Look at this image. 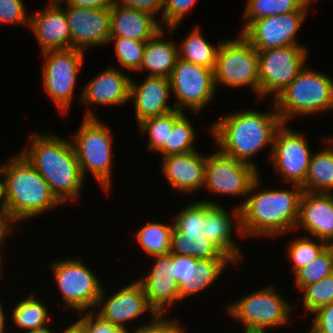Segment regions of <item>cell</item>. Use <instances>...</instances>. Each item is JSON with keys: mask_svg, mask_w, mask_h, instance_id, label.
<instances>
[{"mask_svg": "<svg viewBox=\"0 0 333 333\" xmlns=\"http://www.w3.org/2000/svg\"><path fill=\"white\" fill-rule=\"evenodd\" d=\"M293 186V190L267 189L249 195L234 211L239 233L276 237L296 229L303 190L300 185Z\"/></svg>", "mask_w": 333, "mask_h": 333, "instance_id": "1", "label": "cell"}, {"mask_svg": "<svg viewBox=\"0 0 333 333\" xmlns=\"http://www.w3.org/2000/svg\"><path fill=\"white\" fill-rule=\"evenodd\" d=\"M30 141L29 149L21 153L46 180L53 195L61 204L77 200L84 178L72 142L40 133H33Z\"/></svg>", "mask_w": 333, "mask_h": 333, "instance_id": "2", "label": "cell"}, {"mask_svg": "<svg viewBox=\"0 0 333 333\" xmlns=\"http://www.w3.org/2000/svg\"><path fill=\"white\" fill-rule=\"evenodd\" d=\"M282 124L276 109L270 114L247 110L221 117L209 130L220 151L256 167L248 160L261 148L273 145Z\"/></svg>", "mask_w": 333, "mask_h": 333, "instance_id": "3", "label": "cell"}, {"mask_svg": "<svg viewBox=\"0 0 333 333\" xmlns=\"http://www.w3.org/2000/svg\"><path fill=\"white\" fill-rule=\"evenodd\" d=\"M4 175L8 221L13 223L36 216L61 204L53 195L46 180L21 153L1 166Z\"/></svg>", "mask_w": 333, "mask_h": 333, "instance_id": "4", "label": "cell"}, {"mask_svg": "<svg viewBox=\"0 0 333 333\" xmlns=\"http://www.w3.org/2000/svg\"><path fill=\"white\" fill-rule=\"evenodd\" d=\"M274 100L282 122L294 115H307L333 108V80L305 67Z\"/></svg>", "mask_w": 333, "mask_h": 333, "instance_id": "5", "label": "cell"}, {"mask_svg": "<svg viewBox=\"0 0 333 333\" xmlns=\"http://www.w3.org/2000/svg\"><path fill=\"white\" fill-rule=\"evenodd\" d=\"M87 110L83 123L72 142L83 178L90 171L100 186L109 192L111 186V131Z\"/></svg>", "mask_w": 333, "mask_h": 333, "instance_id": "6", "label": "cell"}, {"mask_svg": "<svg viewBox=\"0 0 333 333\" xmlns=\"http://www.w3.org/2000/svg\"><path fill=\"white\" fill-rule=\"evenodd\" d=\"M237 39L223 41L218 50L214 69L215 86L249 85L259 94L258 51L241 34Z\"/></svg>", "mask_w": 333, "mask_h": 333, "instance_id": "7", "label": "cell"}, {"mask_svg": "<svg viewBox=\"0 0 333 333\" xmlns=\"http://www.w3.org/2000/svg\"><path fill=\"white\" fill-rule=\"evenodd\" d=\"M307 49L301 46H285L258 51L259 98L285 89L305 68Z\"/></svg>", "mask_w": 333, "mask_h": 333, "instance_id": "8", "label": "cell"}, {"mask_svg": "<svg viewBox=\"0 0 333 333\" xmlns=\"http://www.w3.org/2000/svg\"><path fill=\"white\" fill-rule=\"evenodd\" d=\"M84 52L77 49L49 50L42 52L43 89L53 99L62 114L71 104L79 68L83 65Z\"/></svg>", "mask_w": 333, "mask_h": 333, "instance_id": "9", "label": "cell"}, {"mask_svg": "<svg viewBox=\"0 0 333 333\" xmlns=\"http://www.w3.org/2000/svg\"><path fill=\"white\" fill-rule=\"evenodd\" d=\"M227 310L230 316L242 321L245 330L266 331L268 327L287 323L293 309L270 286L242 297Z\"/></svg>", "mask_w": 333, "mask_h": 333, "instance_id": "10", "label": "cell"}, {"mask_svg": "<svg viewBox=\"0 0 333 333\" xmlns=\"http://www.w3.org/2000/svg\"><path fill=\"white\" fill-rule=\"evenodd\" d=\"M257 168L222 151L207 156L204 187L211 192L245 196L259 185Z\"/></svg>", "mask_w": 333, "mask_h": 333, "instance_id": "11", "label": "cell"}, {"mask_svg": "<svg viewBox=\"0 0 333 333\" xmlns=\"http://www.w3.org/2000/svg\"><path fill=\"white\" fill-rule=\"evenodd\" d=\"M51 268L63 300L65 309L76 311L95 308L102 287L96 275L79 259H66L51 264Z\"/></svg>", "mask_w": 333, "mask_h": 333, "instance_id": "12", "label": "cell"}, {"mask_svg": "<svg viewBox=\"0 0 333 333\" xmlns=\"http://www.w3.org/2000/svg\"><path fill=\"white\" fill-rule=\"evenodd\" d=\"M171 91L178 100L175 108L182 107L199 112L213 98L216 90L214 71L202 65H196L178 59L169 77Z\"/></svg>", "mask_w": 333, "mask_h": 333, "instance_id": "13", "label": "cell"}, {"mask_svg": "<svg viewBox=\"0 0 333 333\" xmlns=\"http://www.w3.org/2000/svg\"><path fill=\"white\" fill-rule=\"evenodd\" d=\"M303 134L290 131L284 123L275 133L271 161L284 181L302 186L312 158Z\"/></svg>", "mask_w": 333, "mask_h": 333, "instance_id": "14", "label": "cell"}, {"mask_svg": "<svg viewBox=\"0 0 333 333\" xmlns=\"http://www.w3.org/2000/svg\"><path fill=\"white\" fill-rule=\"evenodd\" d=\"M308 10H296L283 15L268 16L254 20L241 34L257 50L285 46H300L295 36Z\"/></svg>", "mask_w": 333, "mask_h": 333, "instance_id": "15", "label": "cell"}, {"mask_svg": "<svg viewBox=\"0 0 333 333\" xmlns=\"http://www.w3.org/2000/svg\"><path fill=\"white\" fill-rule=\"evenodd\" d=\"M67 7L65 14L71 32V49L84 52L88 46L109 43L111 8Z\"/></svg>", "mask_w": 333, "mask_h": 333, "instance_id": "16", "label": "cell"}, {"mask_svg": "<svg viewBox=\"0 0 333 333\" xmlns=\"http://www.w3.org/2000/svg\"><path fill=\"white\" fill-rule=\"evenodd\" d=\"M103 293L102 290L96 305V307L102 306L97 315L117 328H126L123 322L126 323V321L135 319L147 310L153 315L152 317L158 315L149 304L144 289L138 280L123 287L104 302H102Z\"/></svg>", "mask_w": 333, "mask_h": 333, "instance_id": "17", "label": "cell"}, {"mask_svg": "<svg viewBox=\"0 0 333 333\" xmlns=\"http://www.w3.org/2000/svg\"><path fill=\"white\" fill-rule=\"evenodd\" d=\"M175 278L178 283L179 300L199 293L214 283L231 259H196L173 254Z\"/></svg>", "mask_w": 333, "mask_h": 333, "instance_id": "18", "label": "cell"}, {"mask_svg": "<svg viewBox=\"0 0 333 333\" xmlns=\"http://www.w3.org/2000/svg\"><path fill=\"white\" fill-rule=\"evenodd\" d=\"M156 262L146 276L138 280L147 296L149 304L158 314L164 313L167 306L179 300L178 283L175 278L173 254L154 256Z\"/></svg>", "mask_w": 333, "mask_h": 333, "instance_id": "19", "label": "cell"}, {"mask_svg": "<svg viewBox=\"0 0 333 333\" xmlns=\"http://www.w3.org/2000/svg\"><path fill=\"white\" fill-rule=\"evenodd\" d=\"M332 193L303 192L299 202V217L296 225L309 235L333 244V195Z\"/></svg>", "mask_w": 333, "mask_h": 333, "instance_id": "20", "label": "cell"}, {"mask_svg": "<svg viewBox=\"0 0 333 333\" xmlns=\"http://www.w3.org/2000/svg\"><path fill=\"white\" fill-rule=\"evenodd\" d=\"M47 8L30 16L29 25L39 41L42 52L71 49V32L65 10L51 1Z\"/></svg>", "mask_w": 333, "mask_h": 333, "instance_id": "21", "label": "cell"}, {"mask_svg": "<svg viewBox=\"0 0 333 333\" xmlns=\"http://www.w3.org/2000/svg\"><path fill=\"white\" fill-rule=\"evenodd\" d=\"M207 156L197 151L163 157L162 171L173 189L189 193L204 186Z\"/></svg>", "mask_w": 333, "mask_h": 333, "instance_id": "22", "label": "cell"}, {"mask_svg": "<svg viewBox=\"0 0 333 333\" xmlns=\"http://www.w3.org/2000/svg\"><path fill=\"white\" fill-rule=\"evenodd\" d=\"M171 91L169 78L163 76H147L139 85L130 81V99H135V113L138 124L144 119L163 115L177 110L167 105V97Z\"/></svg>", "mask_w": 333, "mask_h": 333, "instance_id": "23", "label": "cell"}, {"mask_svg": "<svg viewBox=\"0 0 333 333\" xmlns=\"http://www.w3.org/2000/svg\"><path fill=\"white\" fill-rule=\"evenodd\" d=\"M130 81L129 76L110 67L86 84L81 100L88 105H121L130 99Z\"/></svg>", "mask_w": 333, "mask_h": 333, "instance_id": "24", "label": "cell"}, {"mask_svg": "<svg viewBox=\"0 0 333 333\" xmlns=\"http://www.w3.org/2000/svg\"><path fill=\"white\" fill-rule=\"evenodd\" d=\"M163 28L153 15L134 8L111 7L110 37H125L146 42Z\"/></svg>", "mask_w": 333, "mask_h": 333, "instance_id": "25", "label": "cell"}, {"mask_svg": "<svg viewBox=\"0 0 333 333\" xmlns=\"http://www.w3.org/2000/svg\"><path fill=\"white\" fill-rule=\"evenodd\" d=\"M204 202V233L234 263L242 259L238 246L232 240L233 225L229 212L210 201Z\"/></svg>", "mask_w": 333, "mask_h": 333, "instance_id": "26", "label": "cell"}, {"mask_svg": "<svg viewBox=\"0 0 333 333\" xmlns=\"http://www.w3.org/2000/svg\"><path fill=\"white\" fill-rule=\"evenodd\" d=\"M163 29L152 39L146 41L143 62L140 70L148 69V76H163L169 78L179 59L178 47L167 39H160Z\"/></svg>", "mask_w": 333, "mask_h": 333, "instance_id": "27", "label": "cell"}, {"mask_svg": "<svg viewBox=\"0 0 333 333\" xmlns=\"http://www.w3.org/2000/svg\"><path fill=\"white\" fill-rule=\"evenodd\" d=\"M170 253L196 259H230L200 231H180L173 225Z\"/></svg>", "mask_w": 333, "mask_h": 333, "instance_id": "28", "label": "cell"}, {"mask_svg": "<svg viewBox=\"0 0 333 333\" xmlns=\"http://www.w3.org/2000/svg\"><path fill=\"white\" fill-rule=\"evenodd\" d=\"M329 143L333 142L329 139ZM326 148L312 155L307 176L301 186L303 192L331 193L333 190V148Z\"/></svg>", "mask_w": 333, "mask_h": 333, "instance_id": "29", "label": "cell"}, {"mask_svg": "<svg viewBox=\"0 0 333 333\" xmlns=\"http://www.w3.org/2000/svg\"><path fill=\"white\" fill-rule=\"evenodd\" d=\"M198 27L193 30L178 48L179 59L191 62L196 65H202L214 71L216 65L218 48L210 45Z\"/></svg>", "mask_w": 333, "mask_h": 333, "instance_id": "30", "label": "cell"}, {"mask_svg": "<svg viewBox=\"0 0 333 333\" xmlns=\"http://www.w3.org/2000/svg\"><path fill=\"white\" fill-rule=\"evenodd\" d=\"M246 6L244 18L247 20L242 32L256 19L308 8L301 0H248Z\"/></svg>", "mask_w": 333, "mask_h": 333, "instance_id": "31", "label": "cell"}, {"mask_svg": "<svg viewBox=\"0 0 333 333\" xmlns=\"http://www.w3.org/2000/svg\"><path fill=\"white\" fill-rule=\"evenodd\" d=\"M173 226L149 222L137 233V241L148 255L158 256L170 253Z\"/></svg>", "mask_w": 333, "mask_h": 333, "instance_id": "32", "label": "cell"}, {"mask_svg": "<svg viewBox=\"0 0 333 333\" xmlns=\"http://www.w3.org/2000/svg\"><path fill=\"white\" fill-rule=\"evenodd\" d=\"M13 322L28 331L46 328L48 311L45 305L34 296L20 301L12 311Z\"/></svg>", "mask_w": 333, "mask_h": 333, "instance_id": "33", "label": "cell"}, {"mask_svg": "<svg viewBox=\"0 0 333 333\" xmlns=\"http://www.w3.org/2000/svg\"><path fill=\"white\" fill-rule=\"evenodd\" d=\"M141 133L149 135L148 148L152 151H159L163 155L168 156V136L173 129V111L149 117L139 123Z\"/></svg>", "mask_w": 333, "mask_h": 333, "instance_id": "34", "label": "cell"}, {"mask_svg": "<svg viewBox=\"0 0 333 333\" xmlns=\"http://www.w3.org/2000/svg\"><path fill=\"white\" fill-rule=\"evenodd\" d=\"M183 111H173V129L168 136V155L196 151L193 147L195 132Z\"/></svg>", "mask_w": 333, "mask_h": 333, "instance_id": "35", "label": "cell"}, {"mask_svg": "<svg viewBox=\"0 0 333 333\" xmlns=\"http://www.w3.org/2000/svg\"><path fill=\"white\" fill-rule=\"evenodd\" d=\"M333 273V246L328 245L318 257L295 274V283L301 290Z\"/></svg>", "mask_w": 333, "mask_h": 333, "instance_id": "36", "label": "cell"}, {"mask_svg": "<svg viewBox=\"0 0 333 333\" xmlns=\"http://www.w3.org/2000/svg\"><path fill=\"white\" fill-rule=\"evenodd\" d=\"M115 42V52L120 65L131 71H140L146 42L125 37H110Z\"/></svg>", "mask_w": 333, "mask_h": 333, "instance_id": "37", "label": "cell"}, {"mask_svg": "<svg viewBox=\"0 0 333 333\" xmlns=\"http://www.w3.org/2000/svg\"><path fill=\"white\" fill-rule=\"evenodd\" d=\"M301 291L304 292V309L311 313L324 305L333 303V273L318 282L304 286Z\"/></svg>", "mask_w": 333, "mask_h": 333, "instance_id": "38", "label": "cell"}, {"mask_svg": "<svg viewBox=\"0 0 333 333\" xmlns=\"http://www.w3.org/2000/svg\"><path fill=\"white\" fill-rule=\"evenodd\" d=\"M313 242L306 237L294 240L289 245V257L293 261L294 275L303 267L308 265L329 245L327 242L318 239Z\"/></svg>", "mask_w": 333, "mask_h": 333, "instance_id": "39", "label": "cell"}, {"mask_svg": "<svg viewBox=\"0 0 333 333\" xmlns=\"http://www.w3.org/2000/svg\"><path fill=\"white\" fill-rule=\"evenodd\" d=\"M174 225L180 231H200L204 233V202L195 201L183 208L175 216Z\"/></svg>", "mask_w": 333, "mask_h": 333, "instance_id": "40", "label": "cell"}, {"mask_svg": "<svg viewBox=\"0 0 333 333\" xmlns=\"http://www.w3.org/2000/svg\"><path fill=\"white\" fill-rule=\"evenodd\" d=\"M196 0H164L162 22L170 33L181 23L180 21L191 9Z\"/></svg>", "mask_w": 333, "mask_h": 333, "instance_id": "41", "label": "cell"}, {"mask_svg": "<svg viewBox=\"0 0 333 333\" xmlns=\"http://www.w3.org/2000/svg\"><path fill=\"white\" fill-rule=\"evenodd\" d=\"M26 14L22 0H0V23L29 25Z\"/></svg>", "mask_w": 333, "mask_h": 333, "instance_id": "42", "label": "cell"}, {"mask_svg": "<svg viewBox=\"0 0 333 333\" xmlns=\"http://www.w3.org/2000/svg\"><path fill=\"white\" fill-rule=\"evenodd\" d=\"M93 312L84 315L76 323L82 328L85 333H113L117 327L109 321H105L99 315Z\"/></svg>", "mask_w": 333, "mask_h": 333, "instance_id": "43", "label": "cell"}, {"mask_svg": "<svg viewBox=\"0 0 333 333\" xmlns=\"http://www.w3.org/2000/svg\"><path fill=\"white\" fill-rule=\"evenodd\" d=\"M158 314L151 323L145 326H139L133 333H182L183 327L179 326L175 321H168L161 318Z\"/></svg>", "mask_w": 333, "mask_h": 333, "instance_id": "44", "label": "cell"}, {"mask_svg": "<svg viewBox=\"0 0 333 333\" xmlns=\"http://www.w3.org/2000/svg\"><path fill=\"white\" fill-rule=\"evenodd\" d=\"M312 324L318 333H333V303L318 308Z\"/></svg>", "mask_w": 333, "mask_h": 333, "instance_id": "45", "label": "cell"}, {"mask_svg": "<svg viewBox=\"0 0 333 333\" xmlns=\"http://www.w3.org/2000/svg\"><path fill=\"white\" fill-rule=\"evenodd\" d=\"M113 5L134 8L155 16L162 10L164 0H113Z\"/></svg>", "mask_w": 333, "mask_h": 333, "instance_id": "46", "label": "cell"}, {"mask_svg": "<svg viewBox=\"0 0 333 333\" xmlns=\"http://www.w3.org/2000/svg\"><path fill=\"white\" fill-rule=\"evenodd\" d=\"M67 5L77 8H111L113 0H63Z\"/></svg>", "mask_w": 333, "mask_h": 333, "instance_id": "47", "label": "cell"}, {"mask_svg": "<svg viewBox=\"0 0 333 333\" xmlns=\"http://www.w3.org/2000/svg\"><path fill=\"white\" fill-rule=\"evenodd\" d=\"M10 225L12 224H10L9 221L2 214H0V242H2L3 239H5L11 232L12 227Z\"/></svg>", "mask_w": 333, "mask_h": 333, "instance_id": "48", "label": "cell"}, {"mask_svg": "<svg viewBox=\"0 0 333 333\" xmlns=\"http://www.w3.org/2000/svg\"><path fill=\"white\" fill-rule=\"evenodd\" d=\"M0 214L8 220V207L5 200L4 180H0Z\"/></svg>", "mask_w": 333, "mask_h": 333, "instance_id": "49", "label": "cell"}, {"mask_svg": "<svg viewBox=\"0 0 333 333\" xmlns=\"http://www.w3.org/2000/svg\"><path fill=\"white\" fill-rule=\"evenodd\" d=\"M62 333H85L82 328L75 322L67 327Z\"/></svg>", "mask_w": 333, "mask_h": 333, "instance_id": "50", "label": "cell"}, {"mask_svg": "<svg viewBox=\"0 0 333 333\" xmlns=\"http://www.w3.org/2000/svg\"><path fill=\"white\" fill-rule=\"evenodd\" d=\"M0 303V333H4L5 330V314Z\"/></svg>", "mask_w": 333, "mask_h": 333, "instance_id": "51", "label": "cell"}, {"mask_svg": "<svg viewBox=\"0 0 333 333\" xmlns=\"http://www.w3.org/2000/svg\"><path fill=\"white\" fill-rule=\"evenodd\" d=\"M27 333H52L49 328H41L37 330L28 331Z\"/></svg>", "mask_w": 333, "mask_h": 333, "instance_id": "52", "label": "cell"}, {"mask_svg": "<svg viewBox=\"0 0 333 333\" xmlns=\"http://www.w3.org/2000/svg\"><path fill=\"white\" fill-rule=\"evenodd\" d=\"M113 333H129L126 328H117Z\"/></svg>", "mask_w": 333, "mask_h": 333, "instance_id": "53", "label": "cell"}, {"mask_svg": "<svg viewBox=\"0 0 333 333\" xmlns=\"http://www.w3.org/2000/svg\"><path fill=\"white\" fill-rule=\"evenodd\" d=\"M244 333H267L266 331H259V330H245Z\"/></svg>", "mask_w": 333, "mask_h": 333, "instance_id": "54", "label": "cell"}, {"mask_svg": "<svg viewBox=\"0 0 333 333\" xmlns=\"http://www.w3.org/2000/svg\"><path fill=\"white\" fill-rule=\"evenodd\" d=\"M305 5L311 4L310 2L314 1V0H301Z\"/></svg>", "mask_w": 333, "mask_h": 333, "instance_id": "55", "label": "cell"}, {"mask_svg": "<svg viewBox=\"0 0 333 333\" xmlns=\"http://www.w3.org/2000/svg\"><path fill=\"white\" fill-rule=\"evenodd\" d=\"M309 333H318L314 328L311 327L310 332Z\"/></svg>", "mask_w": 333, "mask_h": 333, "instance_id": "56", "label": "cell"}, {"mask_svg": "<svg viewBox=\"0 0 333 333\" xmlns=\"http://www.w3.org/2000/svg\"><path fill=\"white\" fill-rule=\"evenodd\" d=\"M51 1H53V2H61L63 0H51Z\"/></svg>", "mask_w": 333, "mask_h": 333, "instance_id": "57", "label": "cell"}, {"mask_svg": "<svg viewBox=\"0 0 333 333\" xmlns=\"http://www.w3.org/2000/svg\"><path fill=\"white\" fill-rule=\"evenodd\" d=\"M0 243H1V242H0ZM0 256H1V254H0ZM1 266H2V265H1V257H0V271H1ZM0 273H1V272H0Z\"/></svg>", "mask_w": 333, "mask_h": 333, "instance_id": "58", "label": "cell"}]
</instances>
